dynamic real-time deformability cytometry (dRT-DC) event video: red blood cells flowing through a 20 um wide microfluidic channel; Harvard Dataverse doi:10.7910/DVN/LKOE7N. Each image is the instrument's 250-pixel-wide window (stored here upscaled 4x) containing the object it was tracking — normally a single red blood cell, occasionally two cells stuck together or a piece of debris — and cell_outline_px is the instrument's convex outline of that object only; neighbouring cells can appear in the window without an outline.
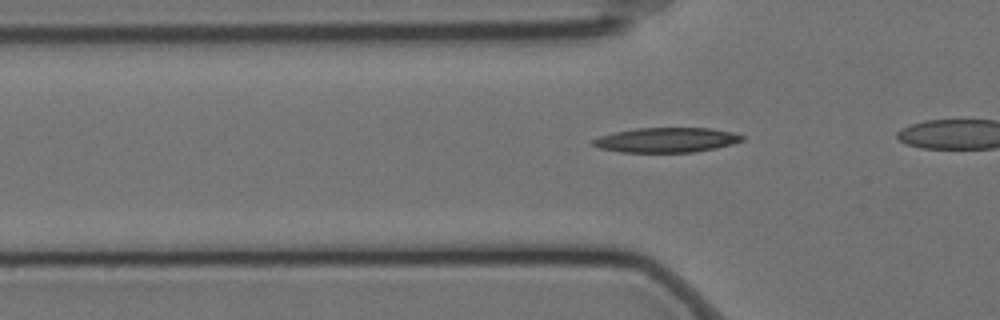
{"species": "Egyptian fruit bat (a non-hibernating species)", "species_latin": "Rousettus aegyptiacus", "temperature_condition": "cold", "stored_images_in_passage": 30, "camera_frame_rate_fps": 3000, "um_per_image_px": 0.085, "animal": {"sex": "female"}, "frame": {"image": 1, "passage_image": 6, "time_ms": 1.667, "image_size_px": [1000, 320], "cell_outline_px": [[744, 140], [732, 144], [716, 148], [692, 152], [620, 152], [600, 148], [592, 144], [592, 140], [600, 136], [616, 132], [636, 128], [712, 128], [732, 132], [744, 136]], "centroid_in_image_um": [56.67, 11.9], "position_along_channel_um": 69.1, "area_um2": 21.44}}
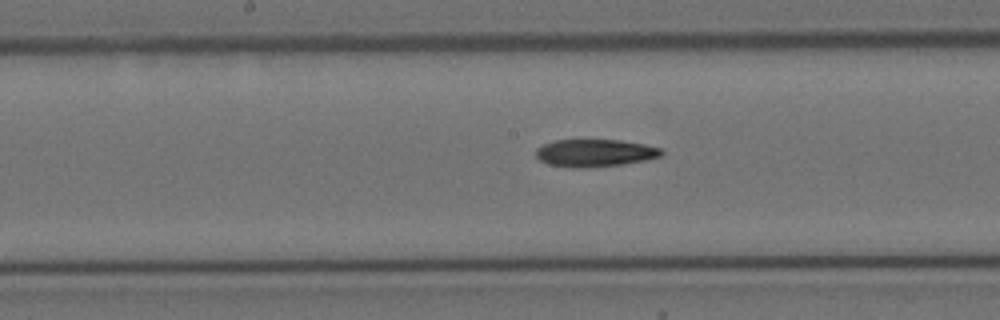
{"frame": {"image": 2, "passage_image": 17, "time_ms": 5.333, "image_size_px": [1000, 320], "cell_outline_px": [[664, 156], [644, 160], [620, 164], [588, 168], [572, 168], [548, 164], [540, 160], [536, 156], [536, 148], [544, 144], [556, 140], [620, 140], [644, 144], [660, 148], [664, 152]], "centroid_in_image_um": [50.57, 13.0], "position_along_channel_um": 197.6, "area_um2": 20.11}}
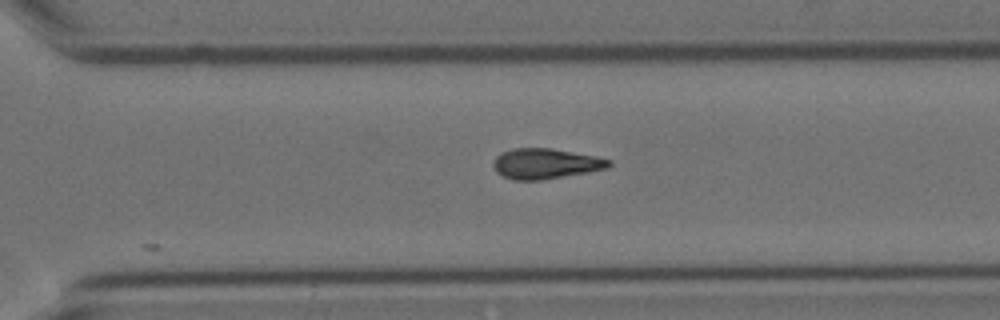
{"frame": {"image": 3, "passage_image": 28, "time_ms": 9.0, "image_size_px": [1000, 320], "cell_outline_px": [[612, 164], [608, 168], [588, 172], [540, 180], [512, 180], [496, 172], [492, 164], [496, 156], [512, 148], [552, 148], [596, 156], [612, 160]], "centroid_in_image_um": [46.38, 13.91], "position_along_channel_um": 324.2, "area_um2": 20.46}}